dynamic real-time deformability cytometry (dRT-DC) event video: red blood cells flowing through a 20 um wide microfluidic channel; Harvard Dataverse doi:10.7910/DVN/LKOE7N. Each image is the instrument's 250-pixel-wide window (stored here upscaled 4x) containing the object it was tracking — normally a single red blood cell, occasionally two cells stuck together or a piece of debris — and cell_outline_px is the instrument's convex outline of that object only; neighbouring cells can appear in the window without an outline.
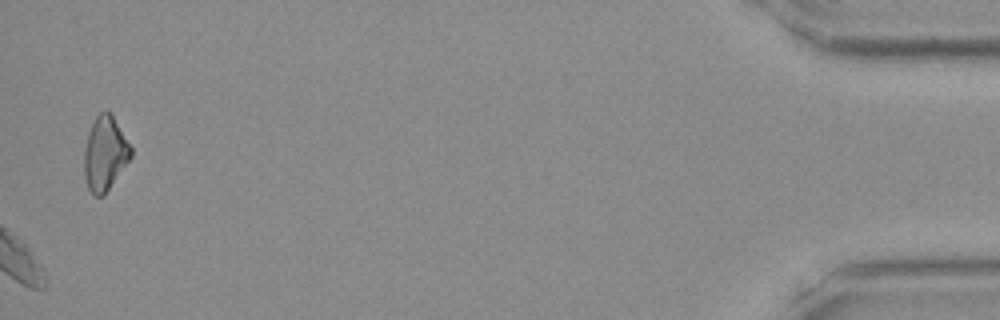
{"species": "Egyptian fruit bat (a non-hibernating species)", "species_latin": "Rousettus aegyptiacus", "temperature_condition": "room temperature", "stored_images_in_passage": 45, "camera_frame_rate_fps": 3000, "um_per_image_px": 0.085, "frame": {"image": 1, "passage_image": 45, "time_ms": 14.667, "image_size_px": [1000, 320], "cell_outline_px": [[132, 156], [104, 196], [92, 196], [88, 188], [84, 176], [84, 148], [88, 132], [96, 116], [100, 112], [108, 112], [112, 116], [132, 148]], "centroid_in_image_um": [8.9, 13.1], "position_along_channel_um": 426.3, "area_um2": 20.06}}